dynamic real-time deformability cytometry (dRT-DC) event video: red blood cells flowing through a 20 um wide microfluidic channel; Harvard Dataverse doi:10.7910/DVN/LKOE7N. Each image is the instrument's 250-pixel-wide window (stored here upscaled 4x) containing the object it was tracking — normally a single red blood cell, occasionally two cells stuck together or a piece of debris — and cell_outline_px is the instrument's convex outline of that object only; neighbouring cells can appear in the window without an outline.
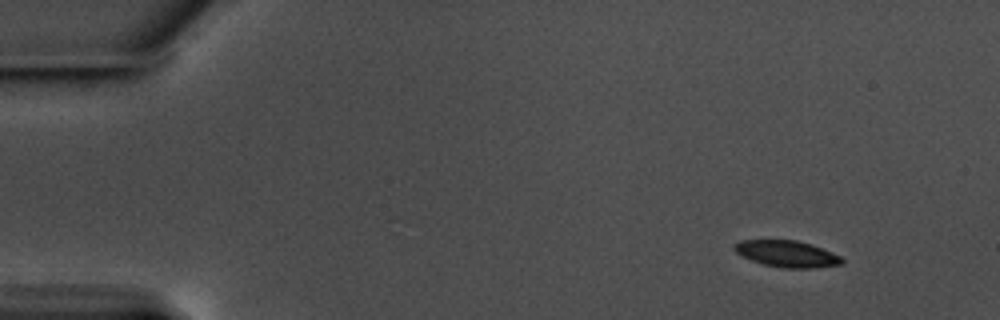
{"species": "common noctule bat (a hibernating species)", "species_latin": "Nyctalus noctula", "temperature_condition": "warm", "stored_images_in_passage": 5, "camera_frame_rate_fps": 3000, "um_per_image_px": 0.085, "animal": {"sex": "male", "body_mass_g": 17.5, "forearm_length_mm": 52.3}, "frame": {"image": 1, "passage_image": 1, "time_ms": 0.0, "image_size_px": [1000, 320], "cell_outline_px": [[844, 260], [840, 264], [816, 268], [784, 268], [764, 264], [752, 260], [736, 252], [732, 248], [732, 244], [740, 240], [796, 240], [812, 244], [840, 256]], "centroid_in_image_um": [66.87, 21.56], "position_along_channel_um": 18.1, "area_um2": 16.53}}